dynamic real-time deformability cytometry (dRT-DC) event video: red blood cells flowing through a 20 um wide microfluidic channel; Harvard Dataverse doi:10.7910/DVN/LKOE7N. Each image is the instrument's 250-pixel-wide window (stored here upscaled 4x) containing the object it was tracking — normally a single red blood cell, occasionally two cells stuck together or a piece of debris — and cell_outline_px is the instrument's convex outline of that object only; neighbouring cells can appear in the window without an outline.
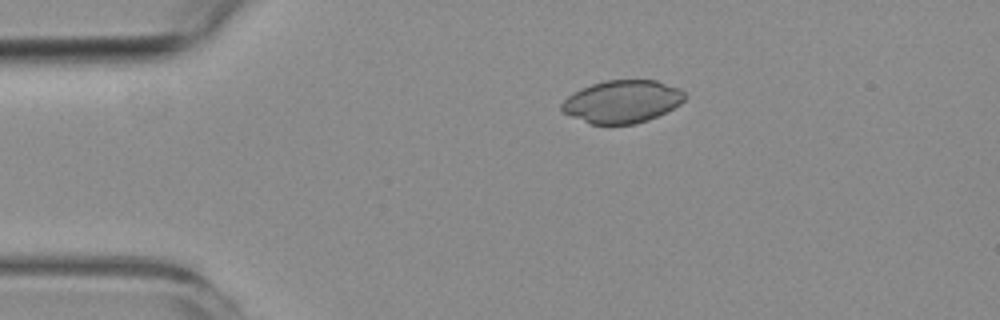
{"species": "common noctule bat (a hibernating species)", "species_latin": "Nyctalus noctula", "temperature_condition": "room temperature", "stored_images_in_passage": 4, "camera_frame_rate_fps": 3000, "um_per_image_px": 0.085, "animal": {"sex": "female", "body_mass_g": 19.3, "forearm_length_mm": 54.1}, "frame": {"image": 1, "passage_image": 2, "time_ms": 1.0, "image_size_px": [1000, 320], "cell_outline_px": [[688, 96], [680, 104], [648, 120], [636, 124], [592, 124], [572, 116], [564, 112], [560, 108], [560, 104], [568, 96], [580, 88], [604, 80], [656, 80], [680, 88]], "centroid_in_image_um": [52.9, 8.62], "position_along_channel_um": 32.1, "area_um2": 30.52}}